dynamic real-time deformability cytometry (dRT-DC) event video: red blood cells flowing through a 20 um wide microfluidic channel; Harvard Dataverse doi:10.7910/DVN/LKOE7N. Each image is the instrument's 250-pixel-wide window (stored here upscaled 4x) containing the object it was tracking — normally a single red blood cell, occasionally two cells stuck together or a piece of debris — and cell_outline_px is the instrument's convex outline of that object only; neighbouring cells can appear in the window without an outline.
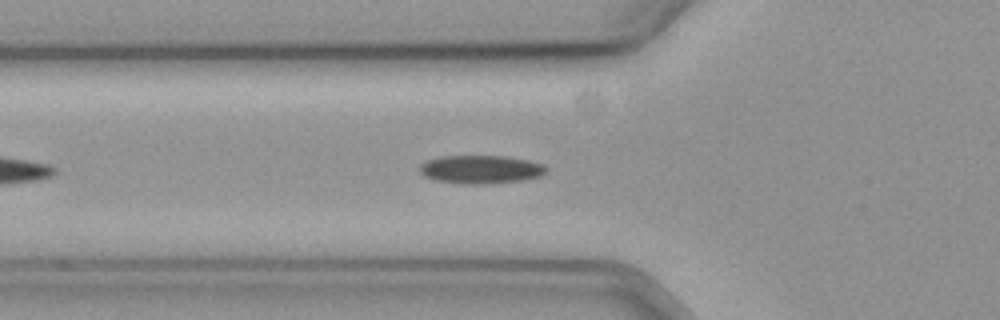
{"species": "common noctule bat (a hibernating species)", "species_latin": "Nyctalus noctula", "temperature_condition": "cold", "stored_images_in_passage": 30, "camera_frame_rate_fps": 3000, "um_per_image_px": 0.085, "animal": {"sex": "female", "body_mass_g": 19.3, "forearm_length_mm": 54.1}, "frame": {"image": 1, "passage_image": 9, "time_ms": 2.667, "image_size_px": [1000, 320], "cell_outline_px": [[548, 172], [540, 176], [524, 180], [484, 184], [464, 184], [436, 180], [424, 176], [420, 172], [420, 164], [428, 160], [440, 156], [508, 156], [528, 160], [544, 164], [548, 168]], "centroid_in_image_um": [40.91, 14.39], "position_along_channel_um": 84.9, "area_um2": 21.04}}
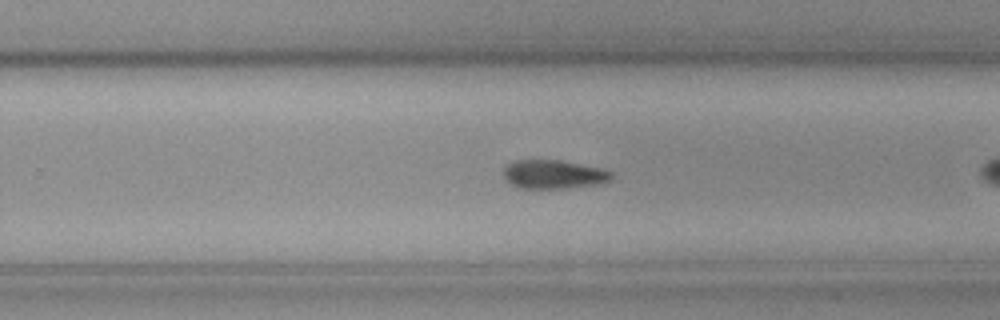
{"frame": {"image": 2, "passage_image": 22, "time_ms": 7.0, "image_size_px": [1000, 320], "cell_outline_px": [[612, 180], [604, 184], [564, 188], [516, 188], [504, 180], [504, 168], [508, 164], [516, 160], [560, 160], [604, 168], [612, 172]], "centroid_in_image_um": [47.09, 14.83], "position_along_channel_um": 282.7, "area_um2": 18.44}}
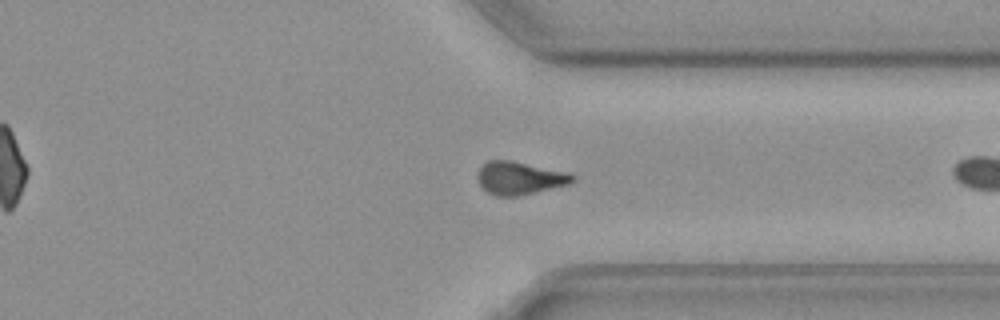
{"frame": {"image": 3, "passage_image": 29, "time_ms": 9.333, "image_size_px": [1000, 320], "cell_outline_px": [[576, 180], [572, 184], [516, 196], [496, 196], [488, 192], [480, 184], [476, 176], [480, 168], [488, 160], [508, 160], [568, 172], [576, 176]], "centroid_in_image_um": [44.21, 15.14], "position_along_channel_um": 367.2, "area_um2": 18.15}}